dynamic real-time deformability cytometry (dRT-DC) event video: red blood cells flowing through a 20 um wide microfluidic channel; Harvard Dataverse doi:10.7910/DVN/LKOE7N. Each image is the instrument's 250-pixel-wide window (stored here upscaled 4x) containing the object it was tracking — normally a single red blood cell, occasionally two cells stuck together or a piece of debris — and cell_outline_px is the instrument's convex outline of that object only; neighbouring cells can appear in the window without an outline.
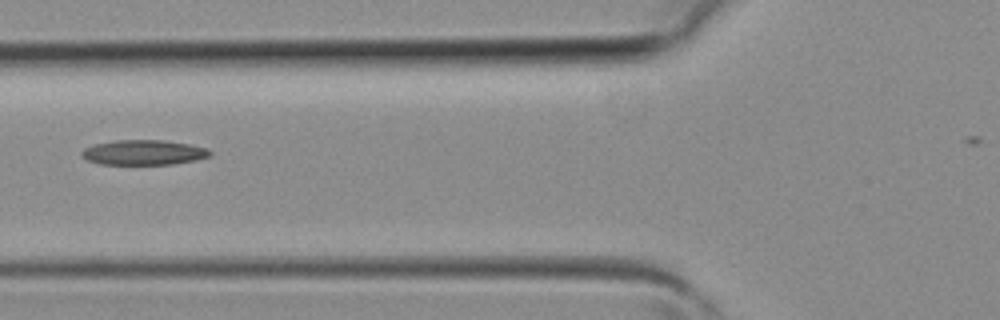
{"species": "common noctule bat (a hibernating species)", "species_latin": "Nyctalus noctula", "temperature_condition": "room temperature", "stored_images_in_passage": 4, "camera_frame_rate_fps": 3000, "um_per_image_px": 0.085, "animal": {"sex": "female", "body_mass_g": 19.3, "forearm_length_mm": 54.1}, "frame": {"image": 1, "passage_image": 4, "time_ms": 1.0, "image_size_px": [1000, 320], "cell_outline_px": [[212, 152], [208, 156], [196, 160], [172, 164], [100, 164], [88, 160], [80, 156], [80, 152], [84, 148], [96, 144], [116, 140], [164, 140], [188, 144], [204, 148]], "centroid_in_image_um": [12.16, 12.96], "position_along_channel_um": 113.6, "area_um2": 18.5}}